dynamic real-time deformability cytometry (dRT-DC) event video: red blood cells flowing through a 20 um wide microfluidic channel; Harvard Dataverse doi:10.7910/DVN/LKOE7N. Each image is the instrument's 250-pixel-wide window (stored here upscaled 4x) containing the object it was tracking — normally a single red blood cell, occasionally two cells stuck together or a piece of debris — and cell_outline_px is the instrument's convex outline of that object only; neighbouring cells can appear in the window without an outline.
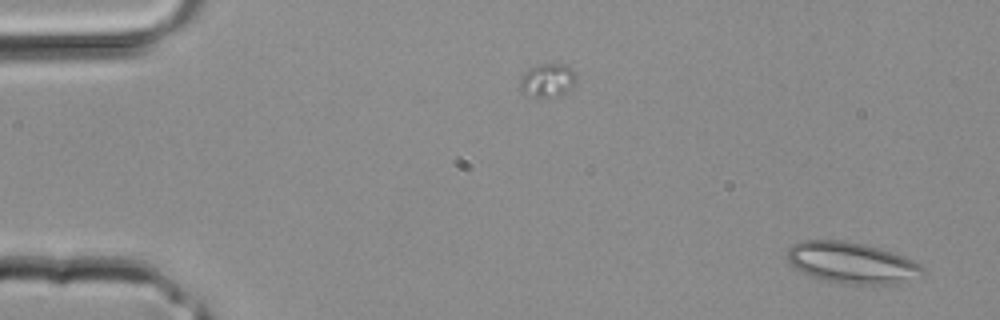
{"species": "common noctule bat (a hibernating species)", "species_latin": "Nyctalus noctula", "temperature_condition": "room temperature", "stored_images_in_passage": 2, "camera_frame_rate_fps": 3000, "um_per_image_px": 0.085, "animal": {"sex": "male", "body_mass_g": 20.4}, "frame": {"image": 1, "passage_image": 2, "time_ms": 0.333, "image_size_px": [1000, 320], "cell_outline_px": [[924, 276], [896, 284], [840, 284], [808, 276], [800, 272], [788, 260], [788, 248], [804, 240], [840, 240], [880, 248], [904, 256], [920, 264], [924, 268]], "centroid_in_image_um": [72.43, 22.36], "position_along_channel_um": 12.6, "area_um2": 32.6}}